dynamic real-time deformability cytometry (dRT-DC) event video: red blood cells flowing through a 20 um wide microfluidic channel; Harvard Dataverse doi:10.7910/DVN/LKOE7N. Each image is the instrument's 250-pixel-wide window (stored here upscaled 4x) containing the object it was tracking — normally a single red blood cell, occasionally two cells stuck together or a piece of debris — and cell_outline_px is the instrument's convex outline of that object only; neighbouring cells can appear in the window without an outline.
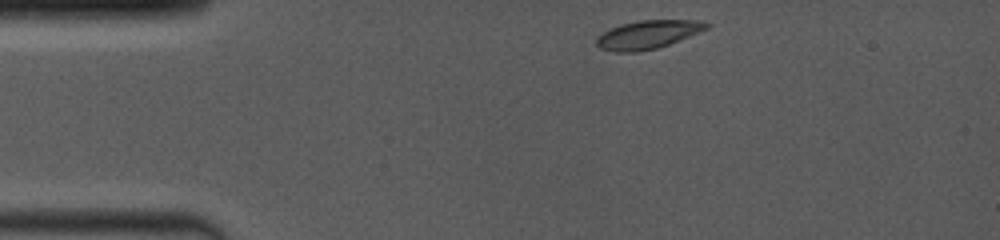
{"species": "common noctule bat (a hibernating species)", "species_latin": "Nyctalus noctula", "temperature_condition": "room temperature", "stored_images_in_passage": 5, "camera_frame_rate_fps": 4000, "um_per_image_px": 0.085, "animal": {"sex": "female", "body_mass_g": 19.0, "forearm_length_mm": 53.3}, "frame": {"image": 1, "passage_image": 1, "time_ms": 0.0, "image_size_px": [1000, 240], "cell_outline_px": [[712, 24], [708, 28], [668, 44], [656, 48], [636, 52], [616, 52], [600, 48], [596, 44], [596, 36], [600, 32], [620, 24], [640, 20], [704, 20]], "centroid_in_image_um": [55.03, 2.92], "position_along_channel_um": 30.0, "area_um2": 18.26}}